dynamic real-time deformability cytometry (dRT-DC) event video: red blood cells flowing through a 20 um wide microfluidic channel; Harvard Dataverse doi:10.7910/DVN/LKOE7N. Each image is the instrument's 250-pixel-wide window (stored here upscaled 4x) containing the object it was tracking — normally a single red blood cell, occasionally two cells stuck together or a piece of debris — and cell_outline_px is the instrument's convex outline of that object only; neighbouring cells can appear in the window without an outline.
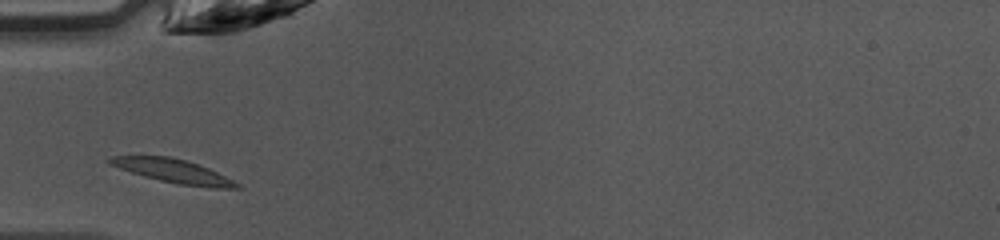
{"species": "common noctule bat (a hibernating species)", "species_latin": "Nyctalus noctula", "temperature_condition": "warm", "stored_images_in_passage": 25, "camera_frame_rate_fps": 3000, "um_per_image_px": 0.085, "animal": {"sex": "female", "body_mass_g": 10.0, "forearm_length_mm": 53.1}, "frame": {"image": 1, "passage_image": 1, "time_ms": 0.0, "image_size_px": [1000, 240], "cell_outline_px": [[244, 188], [212, 188], [180, 184], [160, 180], [144, 176], [108, 164], [104, 160], [108, 156], [172, 156], [208, 168], [240, 184]], "centroid_in_image_um": [14.68, 14.53], "position_along_channel_um": 70.3, "area_um2": 17.34}}
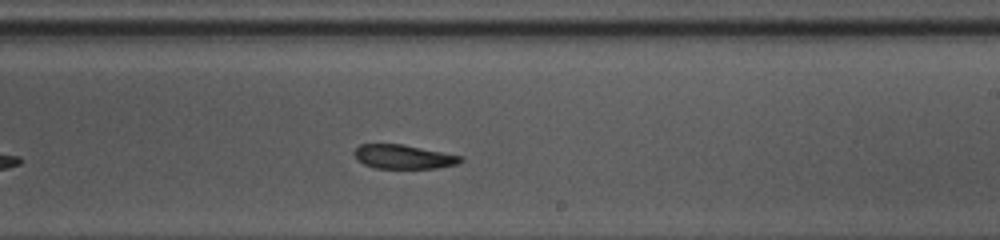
{"frame": {"image": 2, "passage_image": 14, "time_ms": 4.333, "image_size_px": [1000, 240], "cell_outline_px": [[464, 160], [456, 164], [436, 168], [376, 168], [364, 164], [356, 160], [356, 148], [360, 144], [400, 144], [460, 156]], "centroid_in_image_um": [34.26, 13.33], "position_along_channel_um": 254.7, "area_um2": 14.51}}
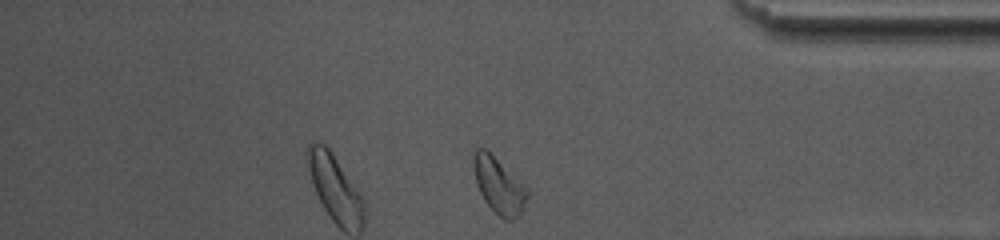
{"frame": {"image": 3, "passage_image": 25, "time_ms": 8.0, "image_size_px": [1000, 240], "cell_outline_px": [[528, 196], [524, 208], [512, 220], [504, 220], [484, 200], [476, 184], [472, 164], [472, 160], [476, 148], [484, 148], [528, 188]], "centroid_in_image_um": [42.39, 15.76], "position_along_channel_um": 392.8, "area_um2": 17.17}, "authors_computed_cell_mechanics": {"area_um2": 16.0684, "velocity_mm_per_s": 4.2362, "shape_relaxation_time_tau1_ms": 3.5102, "shape_relaxation_time_tau2_ms": null, "deformation_change_tau1": 0.1275, "deformation_change_tau2": null}}